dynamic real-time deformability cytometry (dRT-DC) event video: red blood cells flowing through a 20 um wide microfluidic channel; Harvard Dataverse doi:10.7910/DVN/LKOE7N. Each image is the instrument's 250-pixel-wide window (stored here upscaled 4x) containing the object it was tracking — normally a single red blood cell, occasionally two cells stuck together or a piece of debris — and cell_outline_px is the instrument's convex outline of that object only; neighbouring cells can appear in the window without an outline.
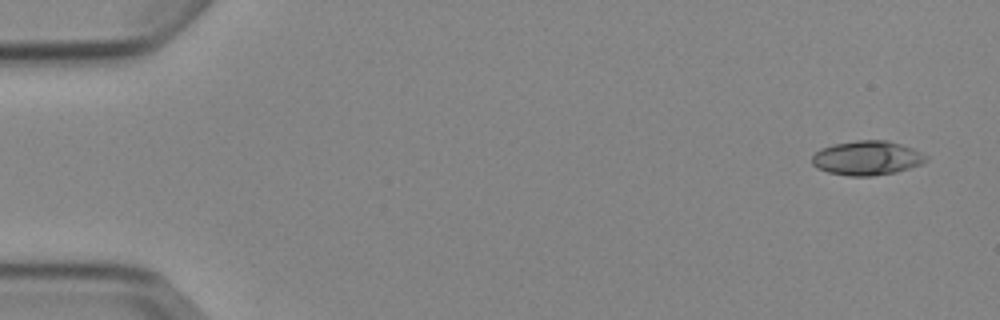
{"species": "Egyptian fruit bat (a non-hibernating species)", "species_latin": "Rousettus aegyptiacus", "temperature_condition": "cold", "stored_images_in_passage": 4, "camera_frame_rate_fps": 3000, "um_per_image_px": 0.085, "animal": {"sex": "female"}, "frame": {"image": 1, "passage_image": 1, "time_ms": 0.0, "image_size_px": [1000, 320], "cell_outline_px": [[928, 160], [920, 164], [896, 172], [872, 176], [848, 176], [828, 172], [816, 168], [812, 164], [812, 156], [820, 148], [832, 144], [856, 140], [888, 140], [912, 148], [928, 156]], "centroid_in_image_um": [73.67, 13.43], "position_along_channel_um": 11.3, "area_um2": 22.89}}
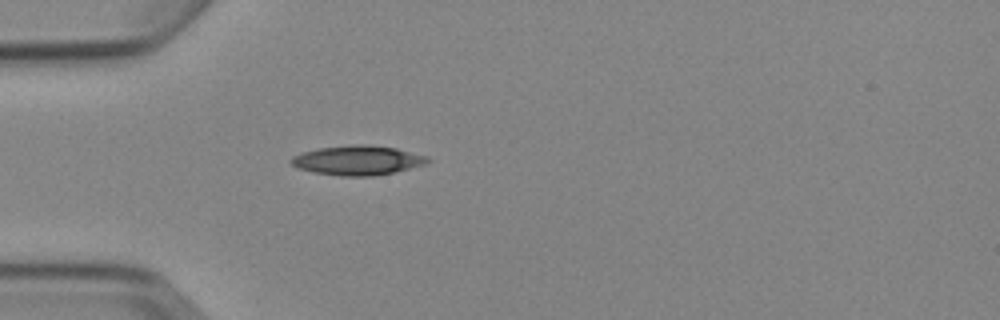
{"frame": {"image": 2, "passage_image": 4, "time_ms": 4.333, "image_size_px": [1000, 320], "cell_outline_px": [[432, 160], [424, 164], [392, 172], [372, 176], [340, 176], [312, 172], [296, 168], [288, 160], [292, 156], [304, 152], [320, 148], [356, 144], [364, 144], [396, 148], [428, 156]], "centroid_in_image_um": [30.37, 13.63], "position_along_channel_um": 54.6, "area_um2": 23.35}}